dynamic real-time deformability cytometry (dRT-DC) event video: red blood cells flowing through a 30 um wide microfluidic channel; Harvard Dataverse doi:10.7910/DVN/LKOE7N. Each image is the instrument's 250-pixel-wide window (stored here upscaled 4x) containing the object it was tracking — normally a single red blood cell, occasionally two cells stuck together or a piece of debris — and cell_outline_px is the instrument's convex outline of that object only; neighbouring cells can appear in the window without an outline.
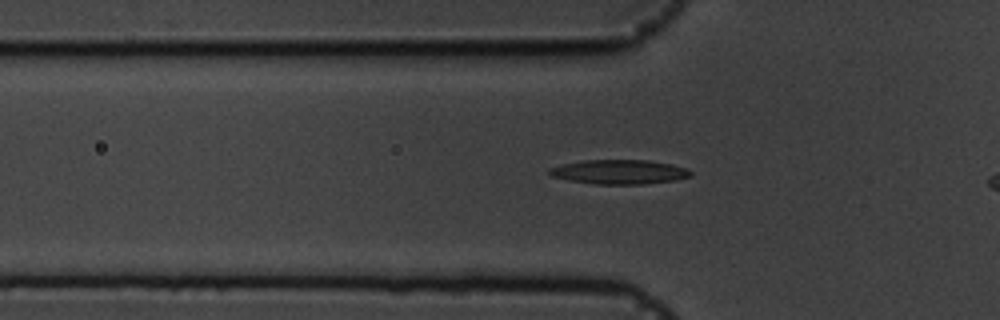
{"species": "common noctule bat (a hibernating species)", "species_latin": "Nyctalus noctula", "temperature_condition": "cold", "stored_images_in_passage": 32, "camera_frame_rate_fps": 3000, "um_per_image_px": 0.085, "animal": {"sex": "male", "body_mass_g": 19.5, "forearm_length_mm": 54.6}, "frame": {"image": 1, "passage_image": 3, "time_ms": 0.667, "image_size_px": [1000, 320], "cell_outline_px": [[692, 176], [676, 180], [644, 184], [592, 184], [568, 180], [552, 176], [548, 172], [548, 168], [564, 164], [584, 160], [648, 160], [672, 164], [684, 168], [692, 172]], "centroid_in_image_um": [52.64, 14.61], "position_along_channel_um": 73.2, "area_um2": 20.06}}
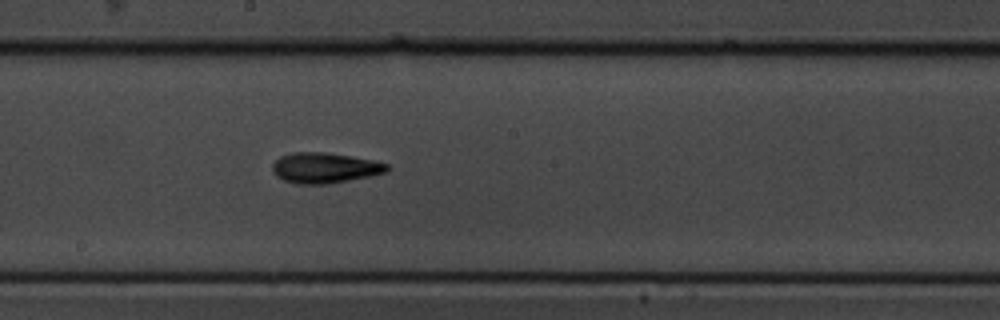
{"frame": {"image": 2, "passage_image": 15, "time_ms": 4.667, "image_size_px": [1000, 320], "cell_outline_px": [[392, 168], [388, 172], [328, 184], [300, 184], [284, 180], [276, 176], [272, 172], [272, 164], [280, 156], [292, 152], [324, 152], [352, 156], [372, 160], [388, 164]], "centroid_in_image_um": [27.6, 14.26], "position_along_channel_um": 220.6, "area_um2": 20.4}}
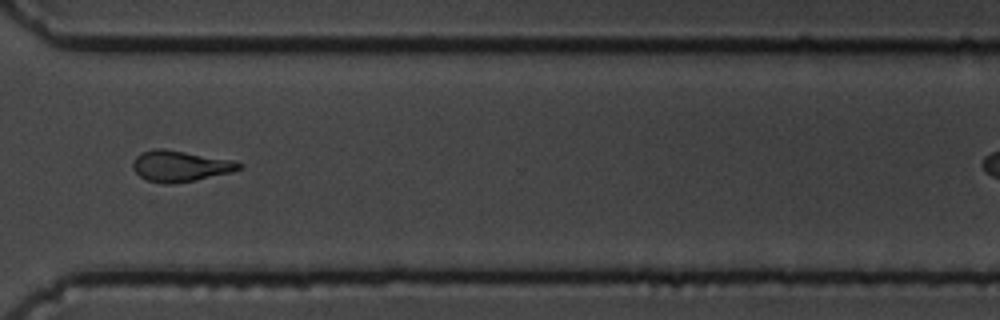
{"frame": {"image": 3, "passage_image": 26, "time_ms": 8.333, "image_size_px": [1000, 320], "cell_outline_px": [[244, 164], [240, 168], [232, 172], [196, 180], [172, 184], [164, 184], [148, 180], [140, 176], [132, 168], [132, 164], [136, 156], [152, 148], [164, 148], [232, 160]], "centroid_in_image_um": [15.31, 14.11], "position_along_channel_um": 355.3, "area_um2": 19.13}}